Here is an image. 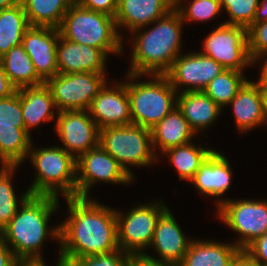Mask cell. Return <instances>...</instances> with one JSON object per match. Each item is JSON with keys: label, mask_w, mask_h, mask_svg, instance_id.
I'll return each mask as SVG.
<instances>
[{"label": "cell", "mask_w": 267, "mask_h": 266, "mask_svg": "<svg viewBox=\"0 0 267 266\" xmlns=\"http://www.w3.org/2000/svg\"><path fill=\"white\" fill-rule=\"evenodd\" d=\"M58 31L62 38L96 47L106 55L122 51V36L118 34L115 18L81 7L77 2L64 15Z\"/></svg>", "instance_id": "obj_4"}, {"label": "cell", "mask_w": 267, "mask_h": 266, "mask_svg": "<svg viewBox=\"0 0 267 266\" xmlns=\"http://www.w3.org/2000/svg\"><path fill=\"white\" fill-rule=\"evenodd\" d=\"M58 28L30 26L23 35L22 45L31 58L38 76L46 83L58 74Z\"/></svg>", "instance_id": "obj_15"}, {"label": "cell", "mask_w": 267, "mask_h": 266, "mask_svg": "<svg viewBox=\"0 0 267 266\" xmlns=\"http://www.w3.org/2000/svg\"><path fill=\"white\" fill-rule=\"evenodd\" d=\"M100 146L108 152L132 178L129 164L147 166L157 161L151 129L140 125L110 126L100 129Z\"/></svg>", "instance_id": "obj_7"}, {"label": "cell", "mask_w": 267, "mask_h": 266, "mask_svg": "<svg viewBox=\"0 0 267 266\" xmlns=\"http://www.w3.org/2000/svg\"><path fill=\"white\" fill-rule=\"evenodd\" d=\"M76 0H22L30 26L58 28Z\"/></svg>", "instance_id": "obj_27"}, {"label": "cell", "mask_w": 267, "mask_h": 266, "mask_svg": "<svg viewBox=\"0 0 267 266\" xmlns=\"http://www.w3.org/2000/svg\"><path fill=\"white\" fill-rule=\"evenodd\" d=\"M174 8V0H118L115 16L117 28L137 32L155 23Z\"/></svg>", "instance_id": "obj_19"}, {"label": "cell", "mask_w": 267, "mask_h": 266, "mask_svg": "<svg viewBox=\"0 0 267 266\" xmlns=\"http://www.w3.org/2000/svg\"><path fill=\"white\" fill-rule=\"evenodd\" d=\"M212 149L196 147L192 142L185 145L173 147L163 153L169 157L171 163L179 173L180 180H191L198 171L200 165L213 152Z\"/></svg>", "instance_id": "obj_30"}, {"label": "cell", "mask_w": 267, "mask_h": 266, "mask_svg": "<svg viewBox=\"0 0 267 266\" xmlns=\"http://www.w3.org/2000/svg\"><path fill=\"white\" fill-rule=\"evenodd\" d=\"M88 115V110L57 112L56 132L63 149L70 154L78 153L76 157L99 145L100 129Z\"/></svg>", "instance_id": "obj_14"}, {"label": "cell", "mask_w": 267, "mask_h": 266, "mask_svg": "<svg viewBox=\"0 0 267 266\" xmlns=\"http://www.w3.org/2000/svg\"><path fill=\"white\" fill-rule=\"evenodd\" d=\"M160 204V205H159ZM167 209L161 203L140 205L126 215L116 211L118 246L132 256H142L150 246L160 215Z\"/></svg>", "instance_id": "obj_9"}, {"label": "cell", "mask_w": 267, "mask_h": 266, "mask_svg": "<svg viewBox=\"0 0 267 266\" xmlns=\"http://www.w3.org/2000/svg\"><path fill=\"white\" fill-rule=\"evenodd\" d=\"M17 91V89L11 84L10 80L6 76L3 65L0 61V98L11 96Z\"/></svg>", "instance_id": "obj_41"}, {"label": "cell", "mask_w": 267, "mask_h": 266, "mask_svg": "<svg viewBox=\"0 0 267 266\" xmlns=\"http://www.w3.org/2000/svg\"><path fill=\"white\" fill-rule=\"evenodd\" d=\"M132 180L100 144L76 157L77 197H88L90 187L97 181L129 184Z\"/></svg>", "instance_id": "obj_12"}, {"label": "cell", "mask_w": 267, "mask_h": 266, "mask_svg": "<svg viewBox=\"0 0 267 266\" xmlns=\"http://www.w3.org/2000/svg\"><path fill=\"white\" fill-rule=\"evenodd\" d=\"M152 29L137 32L129 74L165 75L179 56L183 20L173 8Z\"/></svg>", "instance_id": "obj_2"}, {"label": "cell", "mask_w": 267, "mask_h": 266, "mask_svg": "<svg viewBox=\"0 0 267 266\" xmlns=\"http://www.w3.org/2000/svg\"><path fill=\"white\" fill-rule=\"evenodd\" d=\"M246 81L241 71L224 70L208 83L203 92L222 109L237 95Z\"/></svg>", "instance_id": "obj_31"}, {"label": "cell", "mask_w": 267, "mask_h": 266, "mask_svg": "<svg viewBox=\"0 0 267 266\" xmlns=\"http://www.w3.org/2000/svg\"><path fill=\"white\" fill-rule=\"evenodd\" d=\"M264 55L266 56L267 53L261 55V56H258L254 61L253 63H255L258 59H260L261 57H264ZM267 60V58H266ZM261 77L260 79H258L259 81L256 82L258 85H267V61L265 62L264 61V65H263V68L261 69Z\"/></svg>", "instance_id": "obj_46"}, {"label": "cell", "mask_w": 267, "mask_h": 266, "mask_svg": "<svg viewBox=\"0 0 267 266\" xmlns=\"http://www.w3.org/2000/svg\"><path fill=\"white\" fill-rule=\"evenodd\" d=\"M105 73H58L45 84L50 88L58 112L88 110L106 83Z\"/></svg>", "instance_id": "obj_8"}, {"label": "cell", "mask_w": 267, "mask_h": 266, "mask_svg": "<svg viewBox=\"0 0 267 266\" xmlns=\"http://www.w3.org/2000/svg\"><path fill=\"white\" fill-rule=\"evenodd\" d=\"M30 27L22 4L0 9V55L22 44L23 35Z\"/></svg>", "instance_id": "obj_29"}, {"label": "cell", "mask_w": 267, "mask_h": 266, "mask_svg": "<svg viewBox=\"0 0 267 266\" xmlns=\"http://www.w3.org/2000/svg\"><path fill=\"white\" fill-rule=\"evenodd\" d=\"M242 250L236 244L191 240L178 266H230Z\"/></svg>", "instance_id": "obj_22"}, {"label": "cell", "mask_w": 267, "mask_h": 266, "mask_svg": "<svg viewBox=\"0 0 267 266\" xmlns=\"http://www.w3.org/2000/svg\"><path fill=\"white\" fill-rule=\"evenodd\" d=\"M220 3L221 10L224 8L230 17L224 24L248 29L253 24L260 0H220Z\"/></svg>", "instance_id": "obj_33"}, {"label": "cell", "mask_w": 267, "mask_h": 266, "mask_svg": "<svg viewBox=\"0 0 267 266\" xmlns=\"http://www.w3.org/2000/svg\"><path fill=\"white\" fill-rule=\"evenodd\" d=\"M178 95L177 107L196 133L210 126L220 115L222 109L203 91H181Z\"/></svg>", "instance_id": "obj_24"}, {"label": "cell", "mask_w": 267, "mask_h": 266, "mask_svg": "<svg viewBox=\"0 0 267 266\" xmlns=\"http://www.w3.org/2000/svg\"><path fill=\"white\" fill-rule=\"evenodd\" d=\"M248 45L252 61L267 53V20L253 23L248 28Z\"/></svg>", "instance_id": "obj_37"}, {"label": "cell", "mask_w": 267, "mask_h": 266, "mask_svg": "<svg viewBox=\"0 0 267 266\" xmlns=\"http://www.w3.org/2000/svg\"><path fill=\"white\" fill-rule=\"evenodd\" d=\"M69 218L51 230L61 242L60 260L70 266L76 259L119 249L116 211L89 197H67Z\"/></svg>", "instance_id": "obj_1"}, {"label": "cell", "mask_w": 267, "mask_h": 266, "mask_svg": "<svg viewBox=\"0 0 267 266\" xmlns=\"http://www.w3.org/2000/svg\"><path fill=\"white\" fill-rule=\"evenodd\" d=\"M204 55L214 59L226 70L241 71L253 65L249 55L248 29L220 24L203 42Z\"/></svg>", "instance_id": "obj_10"}, {"label": "cell", "mask_w": 267, "mask_h": 266, "mask_svg": "<svg viewBox=\"0 0 267 266\" xmlns=\"http://www.w3.org/2000/svg\"><path fill=\"white\" fill-rule=\"evenodd\" d=\"M106 85L92 100L88 108L91 118L99 129L132 124L127 82L116 84L114 88L110 89Z\"/></svg>", "instance_id": "obj_16"}, {"label": "cell", "mask_w": 267, "mask_h": 266, "mask_svg": "<svg viewBox=\"0 0 267 266\" xmlns=\"http://www.w3.org/2000/svg\"><path fill=\"white\" fill-rule=\"evenodd\" d=\"M127 75L132 124L151 129L177 106L178 92L166 75H152L153 81L138 83L132 80L143 75Z\"/></svg>", "instance_id": "obj_6"}, {"label": "cell", "mask_w": 267, "mask_h": 266, "mask_svg": "<svg viewBox=\"0 0 267 266\" xmlns=\"http://www.w3.org/2000/svg\"><path fill=\"white\" fill-rule=\"evenodd\" d=\"M21 210L1 232L2 240L17 259H41L40 247L49 234V217L58 207V198L50 195H30L27 190L20 199Z\"/></svg>", "instance_id": "obj_3"}, {"label": "cell", "mask_w": 267, "mask_h": 266, "mask_svg": "<svg viewBox=\"0 0 267 266\" xmlns=\"http://www.w3.org/2000/svg\"><path fill=\"white\" fill-rule=\"evenodd\" d=\"M267 20V0L260 1L256 9V15L253 23H258Z\"/></svg>", "instance_id": "obj_45"}, {"label": "cell", "mask_w": 267, "mask_h": 266, "mask_svg": "<svg viewBox=\"0 0 267 266\" xmlns=\"http://www.w3.org/2000/svg\"><path fill=\"white\" fill-rule=\"evenodd\" d=\"M194 135L195 132L177 106L151 128L152 146H159L162 152L190 143Z\"/></svg>", "instance_id": "obj_25"}, {"label": "cell", "mask_w": 267, "mask_h": 266, "mask_svg": "<svg viewBox=\"0 0 267 266\" xmlns=\"http://www.w3.org/2000/svg\"><path fill=\"white\" fill-rule=\"evenodd\" d=\"M81 6L89 10L104 13L115 18L118 0H76Z\"/></svg>", "instance_id": "obj_39"}, {"label": "cell", "mask_w": 267, "mask_h": 266, "mask_svg": "<svg viewBox=\"0 0 267 266\" xmlns=\"http://www.w3.org/2000/svg\"><path fill=\"white\" fill-rule=\"evenodd\" d=\"M20 92L22 115L25 122V130L30 134V129L39 125L42 121L54 119L51 111L56 109L52 92L46 85L23 87Z\"/></svg>", "instance_id": "obj_23"}, {"label": "cell", "mask_w": 267, "mask_h": 266, "mask_svg": "<svg viewBox=\"0 0 267 266\" xmlns=\"http://www.w3.org/2000/svg\"><path fill=\"white\" fill-rule=\"evenodd\" d=\"M28 156L37 170V177L28 191L30 195H50L58 198L63 196L77 197L76 156L66 152L62 147H49L33 150Z\"/></svg>", "instance_id": "obj_5"}, {"label": "cell", "mask_w": 267, "mask_h": 266, "mask_svg": "<svg viewBox=\"0 0 267 266\" xmlns=\"http://www.w3.org/2000/svg\"><path fill=\"white\" fill-rule=\"evenodd\" d=\"M42 259H17L14 266H46ZM56 266H64L60 258Z\"/></svg>", "instance_id": "obj_44"}, {"label": "cell", "mask_w": 267, "mask_h": 266, "mask_svg": "<svg viewBox=\"0 0 267 266\" xmlns=\"http://www.w3.org/2000/svg\"><path fill=\"white\" fill-rule=\"evenodd\" d=\"M231 174L227 158L214 150L200 165L190 181L200 193L219 197L229 189Z\"/></svg>", "instance_id": "obj_20"}, {"label": "cell", "mask_w": 267, "mask_h": 266, "mask_svg": "<svg viewBox=\"0 0 267 266\" xmlns=\"http://www.w3.org/2000/svg\"><path fill=\"white\" fill-rule=\"evenodd\" d=\"M132 255L120 248L109 253L76 259L70 266H131Z\"/></svg>", "instance_id": "obj_36"}, {"label": "cell", "mask_w": 267, "mask_h": 266, "mask_svg": "<svg viewBox=\"0 0 267 266\" xmlns=\"http://www.w3.org/2000/svg\"><path fill=\"white\" fill-rule=\"evenodd\" d=\"M17 166H2L0 169V231L8 225L18 210L17 198L11 177Z\"/></svg>", "instance_id": "obj_32"}, {"label": "cell", "mask_w": 267, "mask_h": 266, "mask_svg": "<svg viewBox=\"0 0 267 266\" xmlns=\"http://www.w3.org/2000/svg\"><path fill=\"white\" fill-rule=\"evenodd\" d=\"M0 125L25 127L19 90L11 96L0 98Z\"/></svg>", "instance_id": "obj_35"}, {"label": "cell", "mask_w": 267, "mask_h": 266, "mask_svg": "<svg viewBox=\"0 0 267 266\" xmlns=\"http://www.w3.org/2000/svg\"><path fill=\"white\" fill-rule=\"evenodd\" d=\"M252 260L260 266L267 265V233L256 238L243 250Z\"/></svg>", "instance_id": "obj_38"}, {"label": "cell", "mask_w": 267, "mask_h": 266, "mask_svg": "<svg viewBox=\"0 0 267 266\" xmlns=\"http://www.w3.org/2000/svg\"><path fill=\"white\" fill-rule=\"evenodd\" d=\"M220 200L217 216L243 236L235 243L242 251L256 238L267 233L266 201Z\"/></svg>", "instance_id": "obj_11"}, {"label": "cell", "mask_w": 267, "mask_h": 266, "mask_svg": "<svg viewBox=\"0 0 267 266\" xmlns=\"http://www.w3.org/2000/svg\"><path fill=\"white\" fill-rule=\"evenodd\" d=\"M22 4V0H0V9L10 8Z\"/></svg>", "instance_id": "obj_48"}, {"label": "cell", "mask_w": 267, "mask_h": 266, "mask_svg": "<svg viewBox=\"0 0 267 266\" xmlns=\"http://www.w3.org/2000/svg\"><path fill=\"white\" fill-rule=\"evenodd\" d=\"M17 261L12 249L2 239L0 240V266H14Z\"/></svg>", "instance_id": "obj_40"}, {"label": "cell", "mask_w": 267, "mask_h": 266, "mask_svg": "<svg viewBox=\"0 0 267 266\" xmlns=\"http://www.w3.org/2000/svg\"><path fill=\"white\" fill-rule=\"evenodd\" d=\"M1 63L11 84L18 90L45 84L38 76L31 58L23 45L12 47L1 56Z\"/></svg>", "instance_id": "obj_26"}, {"label": "cell", "mask_w": 267, "mask_h": 266, "mask_svg": "<svg viewBox=\"0 0 267 266\" xmlns=\"http://www.w3.org/2000/svg\"><path fill=\"white\" fill-rule=\"evenodd\" d=\"M180 3L181 0H174V8L179 12L183 22L210 20L221 12L220 0H192L189 7L180 6Z\"/></svg>", "instance_id": "obj_34"}, {"label": "cell", "mask_w": 267, "mask_h": 266, "mask_svg": "<svg viewBox=\"0 0 267 266\" xmlns=\"http://www.w3.org/2000/svg\"><path fill=\"white\" fill-rule=\"evenodd\" d=\"M230 266H260L252 260L244 251H241L235 259L231 262Z\"/></svg>", "instance_id": "obj_43"}, {"label": "cell", "mask_w": 267, "mask_h": 266, "mask_svg": "<svg viewBox=\"0 0 267 266\" xmlns=\"http://www.w3.org/2000/svg\"><path fill=\"white\" fill-rule=\"evenodd\" d=\"M131 266H177V265L153 261L142 255V256H132Z\"/></svg>", "instance_id": "obj_42"}, {"label": "cell", "mask_w": 267, "mask_h": 266, "mask_svg": "<svg viewBox=\"0 0 267 266\" xmlns=\"http://www.w3.org/2000/svg\"><path fill=\"white\" fill-rule=\"evenodd\" d=\"M25 127L0 125L2 166H19L28 157L32 139Z\"/></svg>", "instance_id": "obj_28"}, {"label": "cell", "mask_w": 267, "mask_h": 266, "mask_svg": "<svg viewBox=\"0 0 267 266\" xmlns=\"http://www.w3.org/2000/svg\"><path fill=\"white\" fill-rule=\"evenodd\" d=\"M263 101V110L267 122V85H259Z\"/></svg>", "instance_id": "obj_47"}, {"label": "cell", "mask_w": 267, "mask_h": 266, "mask_svg": "<svg viewBox=\"0 0 267 266\" xmlns=\"http://www.w3.org/2000/svg\"><path fill=\"white\" fill-rule=\"evenodd\" d=\"M229 104L233 106L239 132L248 131L262 123L267 124L257 83L247 80Z\"/></svg>", "instance_id": "obj_21"}, {"label": "cell", "mask_w": 267, "mask_h": 266, "mask_svg": "<svg viewBox=\"0 0 267 266\" xmlns=\"http://www.w3.org/2000/svg\"><path fill=\"white\" fill-rule=\"evenodd\" d=\"M226 70L207 55L199 53L179 55L165 74L177 91L180 85L188 88L183 92L203 91L208 83ZM179 85V86H178ZM192 86V87H191Z\"/></svg>", "instance_id": "obj_13"}, {"label": "cell", "mask_w": 267, "mask_h": 266, "mask_svg": "<svg viewBox=\"0 0 267 266\" xmlns=\"http://www.w3.org/2000/svg\"><path fill=\"white\" fill-rule=\"evenodd\" d=\"M191 240L185 238L172 213L167 208L158 218L152 242L159 260L143 253V256L157 262L179 265L188 251Z\"/></svg>", "instance_id": "obj_17"}, {"label": "cell", "mask_w": 267, "mask_h": 266, "mask_svg": "<svg viewBox=\"0 0 267 266\" xmlns=\"http://www.w3.org/2000/svg\"><path fill=\"white\" fill-rule=\"evenodd\" d=\"M107 55L96 47L80 45L61 36L57 42L58 73L78 72L105 73Z\"/></svg>", "instance_id": "obj_18"}]
</instances>
